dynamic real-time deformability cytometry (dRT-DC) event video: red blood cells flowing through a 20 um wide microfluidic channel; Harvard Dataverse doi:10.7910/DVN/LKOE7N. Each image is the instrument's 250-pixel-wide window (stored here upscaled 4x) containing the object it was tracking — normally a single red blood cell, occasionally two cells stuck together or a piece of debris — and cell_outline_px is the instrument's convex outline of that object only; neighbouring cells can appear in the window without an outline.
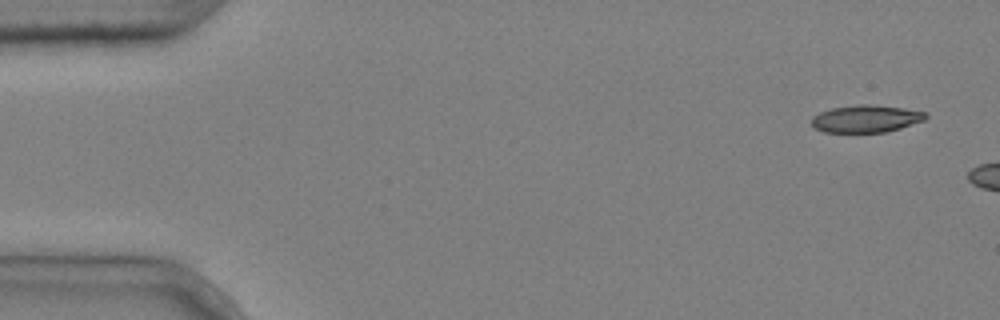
{"species": "common noctule bat (a hibernating species)", "species_latin": "Nyctalus noctula", "temperature_condition": "cold", "stored_images_in_passage": 9, "camera_frame_rate_fps": 3000, "um_per_image_px": 0.085, "animal": {"sex": "male", "body_mass_g": 20.4}, "frame": {"image": 1, "passage_image": 1, "time_ms": 0.0, "image_size_px": [1000, 320], "cell_outline_px": [[928, 116], [924, 120], [900, 128], [884, 132], [824, 132], [816, 128], [812, 124], [812, 116], [820, 112], [832, 108], [860, 104], [872, 104], [904, 108], [928, 112]], "centroid_in_image_um": [73.63, 10.08], "position_along_channel_um": 11.4, "area_um2": 18.15}}
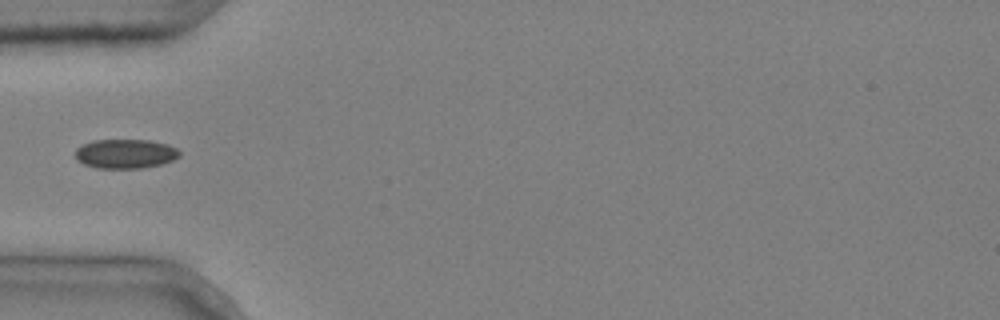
{"frame": {"image": 2, "passage_image": 6, "time_ms": 1.667, "image_size_px": [1000, 320], "cell_outline_px": [[180, 156], [172, 160], [160, 164], [140, 168], [96, 168], [84, 164], [76, 160], [76, 148], [80, 144], [92, 140], [148, 140], [168, 144], [176, 148], [180, 152]], "centroid_in_image_um": [10.62, 13.06], "position_along_channel_um": 74.4, "area_um2": 17.86}}